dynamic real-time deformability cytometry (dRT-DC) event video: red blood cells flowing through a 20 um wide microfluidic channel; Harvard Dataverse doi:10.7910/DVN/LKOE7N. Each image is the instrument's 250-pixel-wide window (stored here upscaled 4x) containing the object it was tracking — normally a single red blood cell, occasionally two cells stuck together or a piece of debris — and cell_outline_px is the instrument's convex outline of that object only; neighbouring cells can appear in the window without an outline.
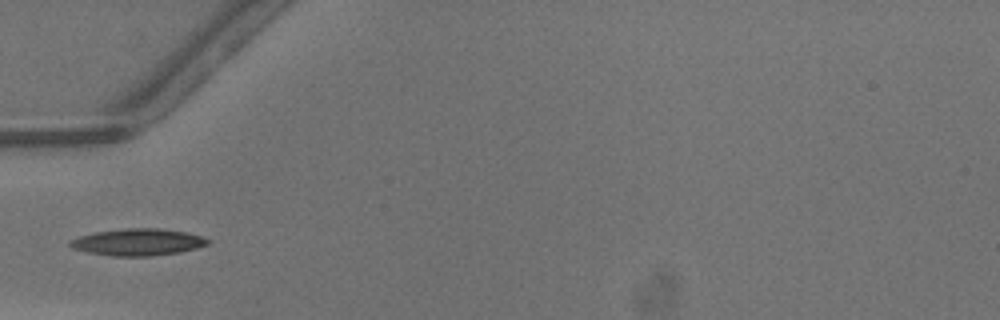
{"species": "common noctule bat (a hibernating species)", "species_latin": "Nyctalus noctula", "temperature_condition": "warm", "stored_images_in_passage": 27, "camera_frame_rate_fps": 3000, "um_per_image_px": 0.085, "animal": {"sex": "male", "body_mass_g": 13.3}, "frame": {"image": 1, "passage_image": 1, "time_ms": 0.0, "image_size_px": [1000, 320], "cell_outline_px": [[212, 240], [208, 244], [196, 248], [180, 252], [152, 256], [112, 256], [88, 252], [72, 248], [68, 244], [68, 240], [80, 236], [96, 232], [124, 228], [160, 228], [184, 232], [200, 236]], "centroid_in_image_um": [11.7, 20.58], "position_along_channel_um": 73.3, "area_um2": 21.56}}
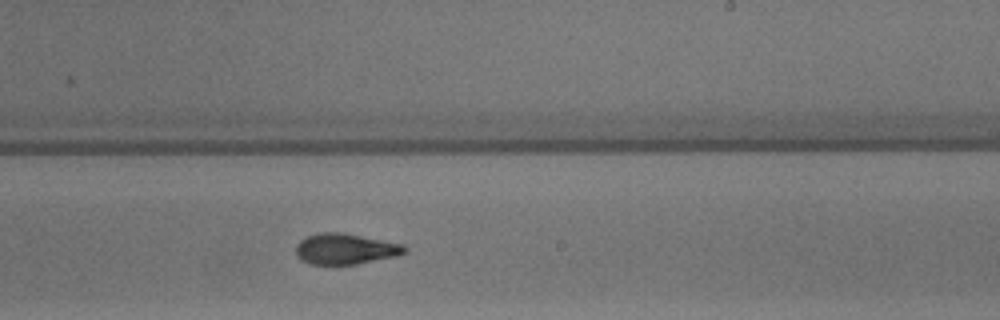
{"frame": {"image": 2, "passage_image": 14, "time_ms": 4.333, "image_size_px": [1000, 320], "cell_outline_px": [[408, 252], [400, 256], [356, 264], [332, 268], [308, 264], [300, 260], [296, 256], [296, 244], [300, 240], [308, 236], [320, 232], [344, 232], [404, 244], [408, 248]], "centroid_in_image_um": [29.36, 21.2], "position_along_channel_um": 259.6, "area_um2": 20.63}}
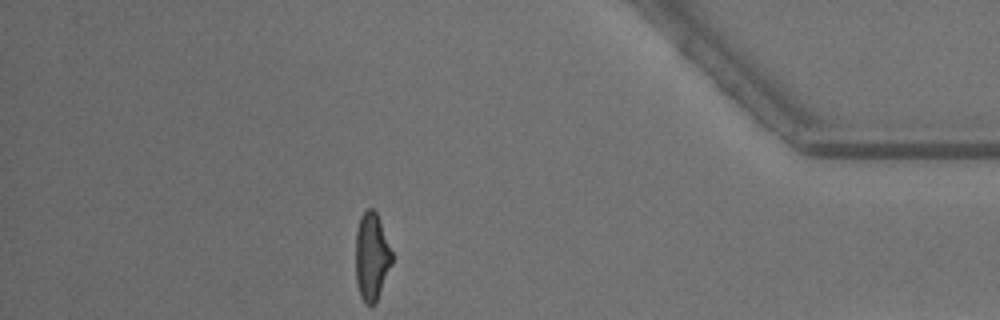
{"frame": {"image": 3, "passage_image": 27, "time_ms": 8.667, "image_size_px": [1000, 320], "cell_outline_px": [[392, 264], [376, 300], [372, 304], [364, 304], [360, 296], [356, 280], [356, 232], [360, 216], [368, 208], [372, 208], [376, 212], [392, 252]], "centroid_in_image_um": [31.58, 21.8], "position_along_channel_um": 403.6, "area_um2": 18.26}, "authors_computed_cell_mechanics": {"area_um2": 19.5942, "velocity_mm_per_s": 4.2788, "shape_relaxation_time_tau1_ms": 3.6021, "shape_relaxation_time_tau2_ms": 1.9747, "deformation_change_tau1": 0.1742, "deformation_change_tau2": 0.1031}}